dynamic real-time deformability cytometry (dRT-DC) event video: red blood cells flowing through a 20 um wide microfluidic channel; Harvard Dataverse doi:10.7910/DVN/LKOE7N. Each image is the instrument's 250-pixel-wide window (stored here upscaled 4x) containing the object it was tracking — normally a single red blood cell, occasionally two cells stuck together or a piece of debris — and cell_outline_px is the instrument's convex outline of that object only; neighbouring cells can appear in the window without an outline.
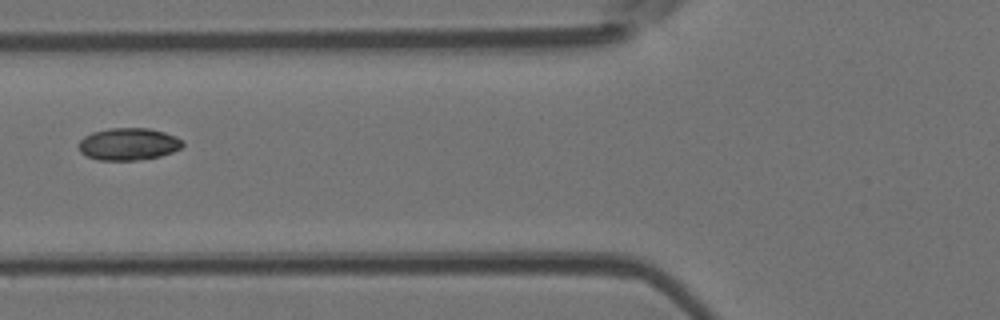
{"species": "Egyptian fruit bat (a non-hibernating species)", "species_latin": "Rousettus aegyptiacus", "temperature_condition": "room temperature", "stored_images_in_passage": 3, "camera_frame_rate_fps": 3000, "um_per_image_px": 0.085, "animal": {"sex": "female"}, "frame": {"image": 1, "passage_image": 2, "time_ms": 1.333, "image_size_px": [1000, 320], "cell_outline_px": [[184, 144], [180, 148], [172, 152], [160, 156], [136, 160], [96, 160], [80, 152], [80, 140], [84, 136], [92, 132], [108, 128], [148, 128], [164, 132], [176, 136], [184, 140]], "centroid_in_image_um": [10.93, 12.24], "position_along_channel_um": 114.9, "area_um2": 19.54}}
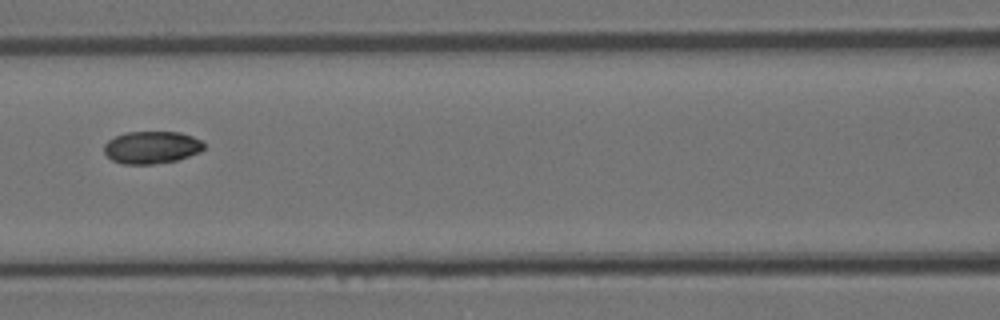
{"frame": {"image": 2, "passage_image": 3, "time_ms": 2.333, "image_size_px": [1000, 320], "cell_outline_px": [[204, 148], [200, 152], [176, 160], [152, 164], [124, 164], [112, 160], [104, 152], [104, 144], [108, 140], [124, 132], [180, 132], [192, 136], [200, 140], [204, 144]], "centroid_in_image_um": [12.87, 12.52], "position_along_channel_um": 153.7, "area_um2": 18.79}}